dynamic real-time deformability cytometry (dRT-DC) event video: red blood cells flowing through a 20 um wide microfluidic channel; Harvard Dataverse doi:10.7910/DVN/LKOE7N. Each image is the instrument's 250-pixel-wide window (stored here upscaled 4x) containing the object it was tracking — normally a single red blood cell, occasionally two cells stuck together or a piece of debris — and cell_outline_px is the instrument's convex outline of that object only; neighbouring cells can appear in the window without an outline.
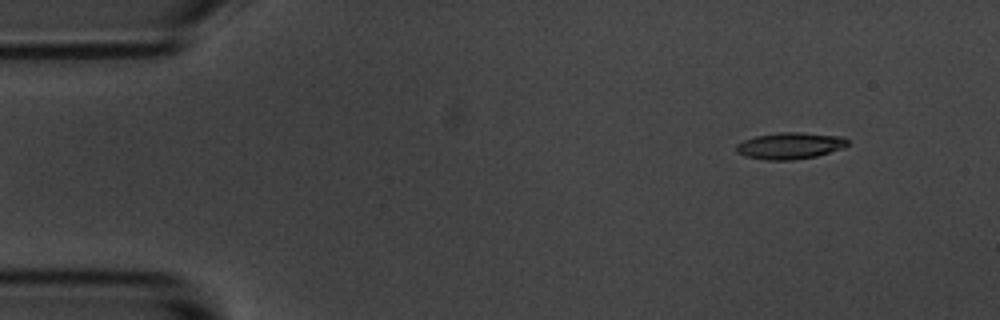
{"species": "common noctule bat (a hibernating species)", "species_latin": "Nyctalus noctula", "temperature_condition": "room temperature", "stored_images_in_passage": 5, "camera_frame_rate_fps": 3000, "um_per_image_px": 0.085, "animal": {"sex": "male", "body_mass_g": 20.1, "forearm_length_mm": 53.5}, "frame": {"image": 1, "passage_image": 2, "time_ms": 1.0, "image_size_px": [1000, 320], "cell_outline_px": [[848, 144], [844, 148], [816, 156], [792, 160], [764, 160], [744, 156], [736, 152], [736, 144], [744, 140], [756, 136], [780, 132], [800, 132], [844, 136], [848, 140]], "centroid_in_image_um": [67.16, 12.38], "position_along_channel_um": 17.8, "area_um2": 17.4}}